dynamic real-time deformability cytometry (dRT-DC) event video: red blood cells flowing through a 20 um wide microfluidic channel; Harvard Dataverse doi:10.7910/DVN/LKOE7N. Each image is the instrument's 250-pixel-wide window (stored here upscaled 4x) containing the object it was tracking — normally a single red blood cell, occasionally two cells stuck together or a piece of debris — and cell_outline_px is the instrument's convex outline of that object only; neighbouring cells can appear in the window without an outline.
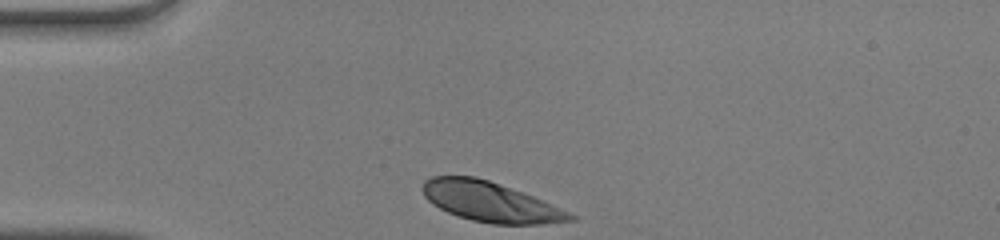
{"species": "human", "species_latin": "Homo sapiens", "temperature_condition": "warm", "stored_images_in_passage": 28, "camera_frame_rate_fps": 3000, "um_per_image_px": 0.085, "donor": {"sex": "male"}, "frame": {"image": 1, "passage_image": 1, "time_ms": 0.0, "image_size_px": [1000, 240], "cell_outline_px": [[576, 220], [540, 224], [492, 224], [472, 220], [448, 212], [432, 204], [424, 196], [420, 188], [424, 180], [432, 176], [476, 176], [488, 180], [532, 196], [568, 212], [576, 216]], "centroid_in_image_um": [41.61, 17.15], "position_along_channel_um": 43.4, "area_um2": 33.93}}
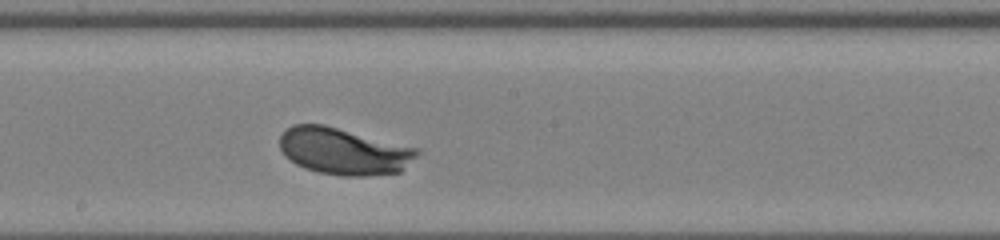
{"frame": {"image": 2, "passage_image": 16, "time_ms": 5.0, "image_size_px": [1000, 240], "cell_outline_px": [[420, 152], [400, 172], [368, 176], [344, 176], [320, 172], [304, 168], [296, 164], [280, 148], [280, 136], [292, 124], [324, 124], [420, 148]], "centroid_in_image_um": [29.26, 12.84], "position_along_channel_um": 218.9, "area_um2": 37.34}}
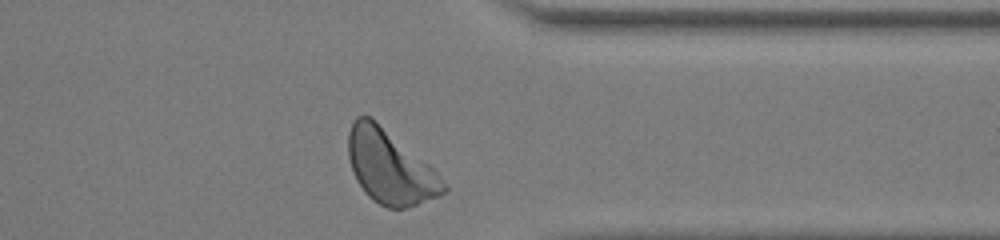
{"frame": {"image": 3, "passage_image": 28, "time_ms": 9.0, "image_size_px": [1000, 240], "cell_outline_px": [[448, 192], [408, 208], [388, 208], [372, 200], [364, 192], [356, 180], [352, 172], [348, 156], [348, 132], [356, 116], [372, 116], [428, 164], [432, 168], [448, 188]], "centroid_in_image_um": [33.12, 14.19], "position_along_channel_um": 378.3, "area_um2": 40.75}, "authors_computed_cell_mechanics": {"area_um2": 35.9805, "velocity_mm_per_s": 4.1043, "shape_relaxation_time_tau1_ms": 1.6456, "shape_relaxation_time_tau2_ms": null, "deformation_change_tau1": 0.1334, "deformation_change_tau2": null}}